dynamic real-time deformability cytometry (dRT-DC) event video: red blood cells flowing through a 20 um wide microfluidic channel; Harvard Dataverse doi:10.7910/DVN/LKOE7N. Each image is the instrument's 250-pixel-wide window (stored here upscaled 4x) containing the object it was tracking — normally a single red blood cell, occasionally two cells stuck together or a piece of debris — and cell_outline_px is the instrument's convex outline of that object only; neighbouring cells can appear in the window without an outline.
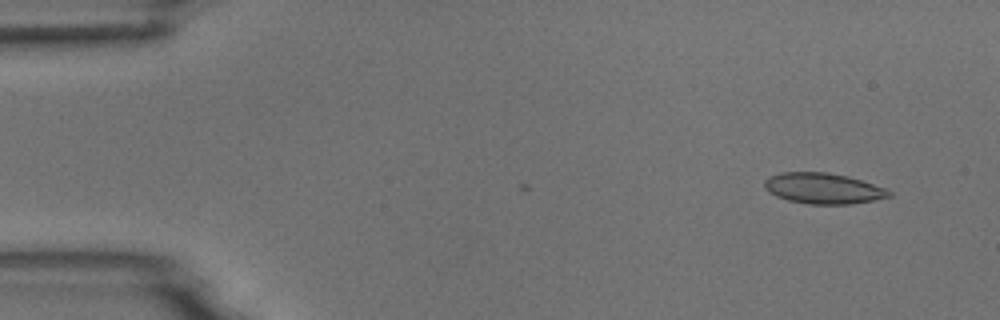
{"species": "common noctule bat (a hibernating species)", "species_latin": "Nyctalus noctula", "temperature_condition": "room temperature", "stored_images_in_passage": 2, "camera_frame_rate_fps": 3000, "um_per_image_px": 0.085, "animal": {"sex": "male", "body_mass_g": 18.8}, "frame": {"image": 1, "passage_image": 2, "time_ms": 2.0, "image_size_px": [1000, 320], "cell_outline_px": [[892, 196], [872, 200], [848, 204], [808, 204], [788, 200], [776, 196], [768, 192], [764, 188], [764, 180], [768, 176], [780, 172], [828, 172], [848, 176], [884, 188], [892, 192]], "centroid_in_image_um": [69.91, 16.0], "position_along_channel_um": 15.1, "area_um2": 22.31}}